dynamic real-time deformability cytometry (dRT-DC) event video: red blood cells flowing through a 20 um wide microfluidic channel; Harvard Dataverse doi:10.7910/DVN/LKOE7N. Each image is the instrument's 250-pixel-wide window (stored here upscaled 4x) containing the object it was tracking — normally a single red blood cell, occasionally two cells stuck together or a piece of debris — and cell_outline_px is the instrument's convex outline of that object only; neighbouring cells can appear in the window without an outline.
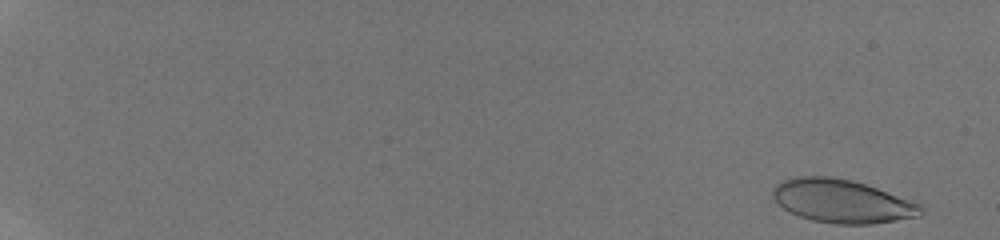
{"species": "human", "species_latin": "Homo sapiens", "temperature_condition": "room temperature", "stored_images_in_passage": 30, "camera_frame_rate_fps": 3000, "um_per_image_px": 0.085, "donor": {"sex": "male"}, "frame": {"image": 1, "passage_image": 1, "time_ms": 0.0, "image_size_px": [1000, 240], "cell_outline_px": [[924, 212], [920, 216], [872, 224], [836, 224], [812, 220], [788, 212], [772, 196], [772, 188], [776, 184], [784, 180], [800, 176], [832, 176], [852, 180], [876, 188], [920, 204], [924, 208]], "centroid_in_image_um": [71.56, 17.1], "position_along_channel_um": 13.4, "area_um2": 37.22}}
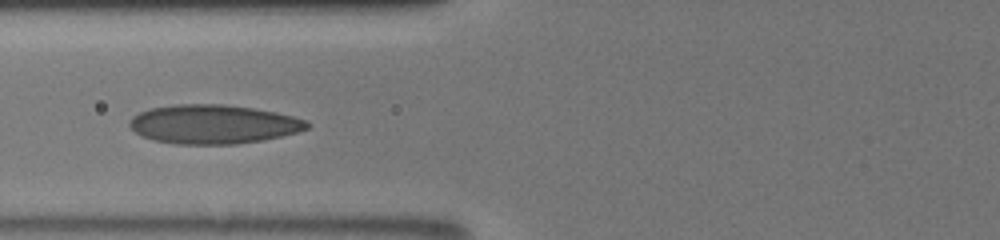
{"frame": {"image": 2, "passage_image": 23, "time_ms": 7.667, "image_size_px": [1000, 240], "cell_outline_px": [[312, 124], [308, 128], [296, 132], [264, 140], [236, 144], [176, 144], [152, 140], [136, 132], [128, 124], [128, 120], [132, 116], [140, 112], [152, 108], [172, 104], [224, 104], [252, 108], [276, 112], [308, 120]], "centroid_in_image_um": [18.14, 10.56], "position_along_channel_um": 107.7, "area_um2": 40.46}}
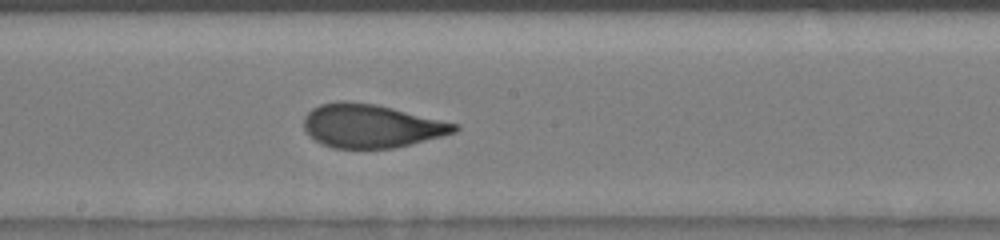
{"frame": {"image": 3, "passage_image": 30, "time_ms": 10.333, "image_size_px": [1000, 240], "cell_outline_px": [[460, 128], [456, 132], [392, 148], [332, 148], [308, 136], [304, 128], [304, 116], [312, 108], [320, 104], [336, 100], [344, 100], [376, 104], [460, 124]], "centroid_in_image_um": [31.52, 10.68], "position_along_channel_um": 216.7, "area_um2": 38.15}}